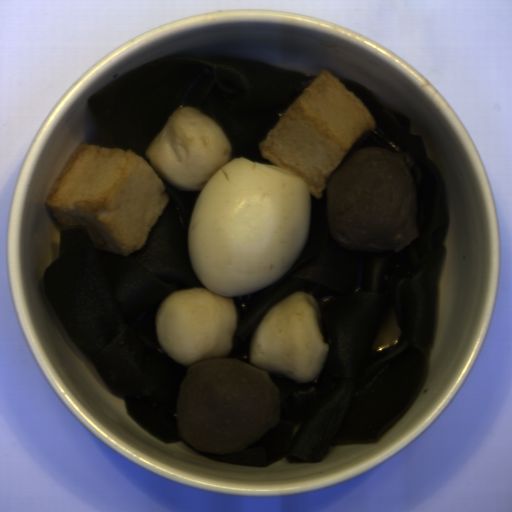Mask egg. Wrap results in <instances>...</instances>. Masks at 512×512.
<instances>
[{
	"label": "egg",
	"mask_w": 512,
	"mask_h": 512,
	"mask_svg": "<svg viewBox=\"0 0 512 512\" xmlns=\"http://www.w3.org/2000/svg\"><path fill=\"white\" fill-rule=\"evenodd\" d=\"M311 220L309 184L249 157L228 161L201 188L187 251L202 285L235 298L275 284L300 258Z\"/></svg>",
	"instance_id": "d2b9013d"
}]
</instances>
